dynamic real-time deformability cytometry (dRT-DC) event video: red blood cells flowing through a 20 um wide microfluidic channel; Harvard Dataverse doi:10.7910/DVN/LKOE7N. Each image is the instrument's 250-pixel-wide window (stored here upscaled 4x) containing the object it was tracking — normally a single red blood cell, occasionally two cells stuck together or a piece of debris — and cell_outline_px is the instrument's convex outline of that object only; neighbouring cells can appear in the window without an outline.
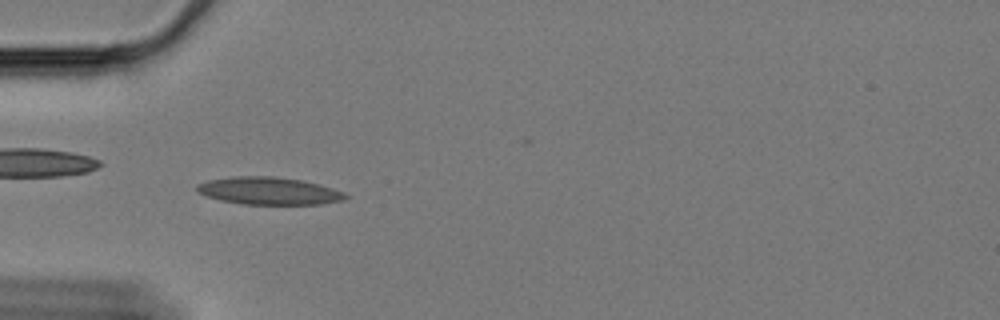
{"species": "Egyptian fruit bat (a non-hibernating species)", "species_latin": "Rousettus aegyptiacus", "temperature_condition": "cold", "stored_images_in_passage": 60, "camera_frame_rate_fps": 3000, "um_per_image_px": 0.085, "animal": {"sex": "female"}, "frame": {"image": 1, "passage_image": 18, "time_ms": 5.667, "image_size_px": [1000, 320], "cell_outline_px": [[348, 196], [340, 200], [320, 204], [240, 204], [220, 200], [208, 196], [200, 192], [196, 188], [196, 184], [208, 180], [232, 176], [272, 176], [304, 180], [320, 184], [344, 192]], "centroid_in_image_um": [22.84, 16.21], "position_along_channel_um": 62.2, "area_um2": 23.7}}
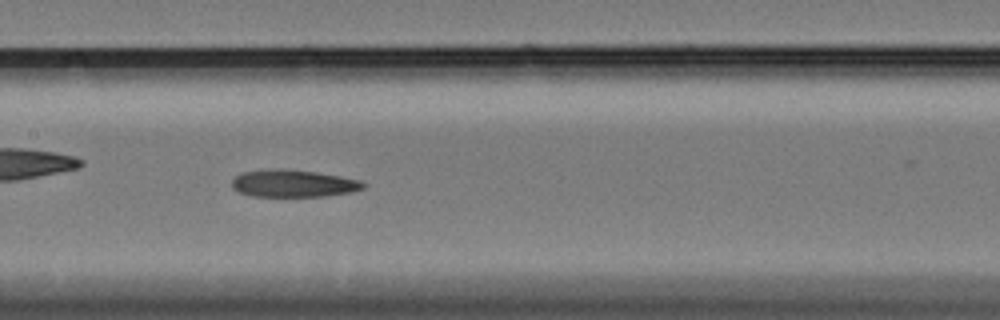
{"frame": {"image": 2, "passage_image": 29, "time_ms": 9.333, "image_size_px": [1000, 320], "cell_outline_px": [[368, 184], [364, 188], [352, 192], [324, 196], [248, 196], [236, 192], [232, 188], [232, 180], [236, 176], [244, 172], [316, 172], [340, 176], [360, 180]], "centroid_in_image_um": [24.99, 15.66], "position_along_channel_um": 182.4, "area_um2": 19.94}}
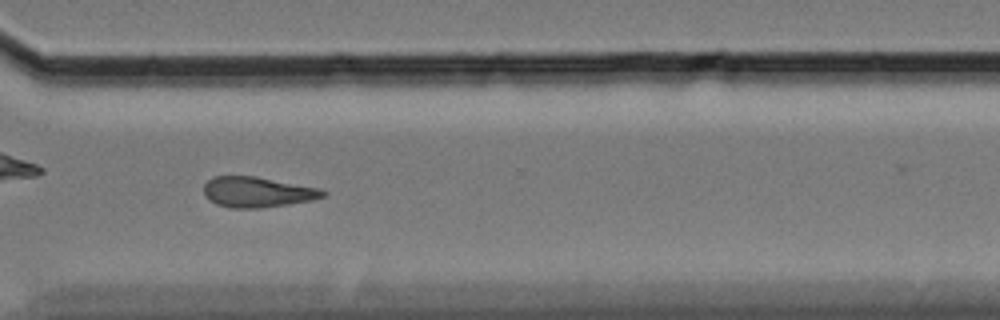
{"frame": {"image": 3, "passage_image": 44, "time_ms": 14.333, "image_size_px": [1000, 320], "cell_outline_px": [[328, 192], [324, 196], [312, 200], [288, 204], [260, 208], [228, 208], [216, 204], [208, 200], [204, 196], [204, 184], [212, 176], [256, 176], [320, 188]], "centroid_in_image_um": [21.85, 16.32], "position_along_channel_um": 348.8, "area_um2": 21.33}}